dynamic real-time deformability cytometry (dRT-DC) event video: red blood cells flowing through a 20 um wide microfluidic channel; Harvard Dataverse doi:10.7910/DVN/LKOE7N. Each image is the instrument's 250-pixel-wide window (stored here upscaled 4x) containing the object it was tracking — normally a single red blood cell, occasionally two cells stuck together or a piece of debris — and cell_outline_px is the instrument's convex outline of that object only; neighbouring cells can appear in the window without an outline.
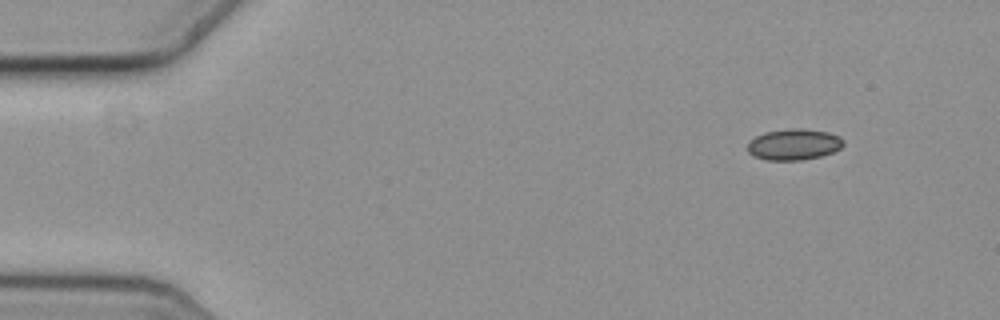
{"species": "common noctule bat (a hibernating species)", "species_latin": "Nyctalus noctula", "temperature_condition": "cold", "stored_images_in_passage": 52, "camera_frame_rate_fps": 3000, "um_per_image_px": 0.085, "animal": {"sex": "female", "body_mass_g": 19.3, "forearm_length_mm": 54.1}, "frame": {"image": 1, "passage_image": 1, "time_ms": 0.0, "image_size_px": [1000, 320], "cell_outline_px": [[844, 144], [840, 148], [832, 152], [820, 156], [800, 160], [764, 160], [752, 156], [748, 152], [748, 140], [764, 132], [788, 128], [804, 128], [828, 132], [840, 136], [844, 140]], "centroid_in_image_um": [67.45, 12.26], "position_along_channel_um": 17.5, "area_um2": 17.63}}
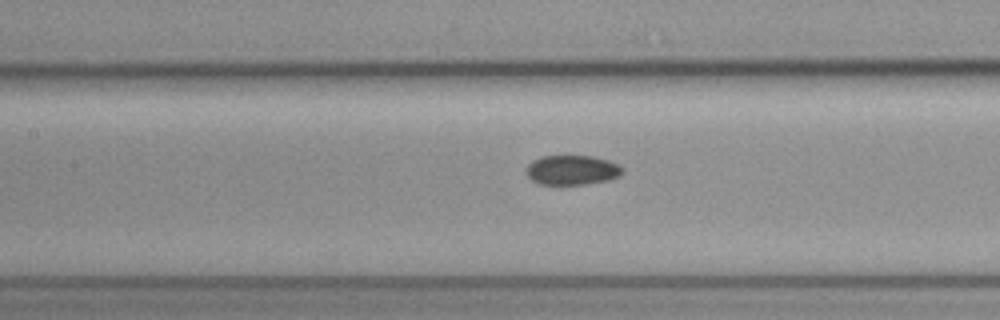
{"frame": {"image": 2, "passage_image": 21, "time_ms": 6.667, "image_size_px": [1000, 320], "cell_outline_px": [[624, 172], [620, 176], [608, 180], [560, 188], [540, 184], [532, 180], [528, 176], [528, 164], [532, 160], [540, 156], [592, 156], [608, 160], [620, 164], [624, 168]], "centroid_in_image_um": [48.64, 14.49], "position_along_channel_um": 158.8, "area_um2": 17.28}}
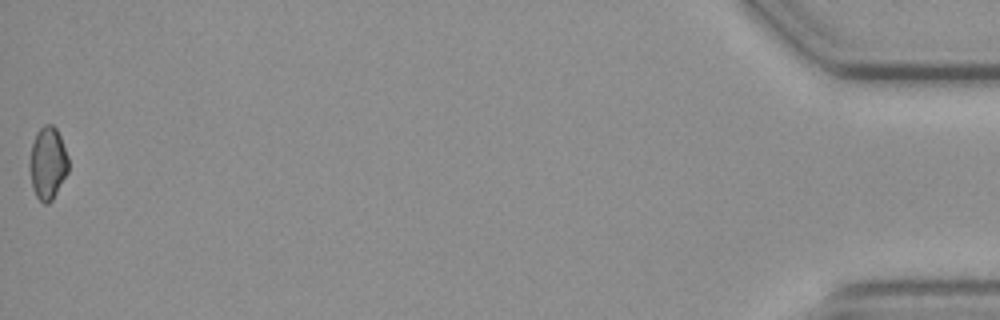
{"frame": {"image": 3, "passage_image": 52, "time_ms": 17.0, "image_size_px": [1000, 320], "cell_outline_px": [[68, 172], [52, 200], [48, 204], [44, 204], [36, 196], [32, 188], [28, 168], [28, 164], [32, 144], [36, 132], [44, 124], [52, 124], [56, 128], [60, 136], [68, 156]], "centroid_in_image_um": [4.03, 13.87], "position_along_channel_um": 431.2, "area_um2": 16.59}, "authors_computed_cell_mechanics": {"area_um2": 17.1955, "velocity_mm_per_s": 3.6514, "shape_relaxation_time_tau1_ms": null, "shape_relaxation_time_tau2_ms": 4.5221, "deformation_change_tau1": null, "deformation_change_tau2": 0.0677}}